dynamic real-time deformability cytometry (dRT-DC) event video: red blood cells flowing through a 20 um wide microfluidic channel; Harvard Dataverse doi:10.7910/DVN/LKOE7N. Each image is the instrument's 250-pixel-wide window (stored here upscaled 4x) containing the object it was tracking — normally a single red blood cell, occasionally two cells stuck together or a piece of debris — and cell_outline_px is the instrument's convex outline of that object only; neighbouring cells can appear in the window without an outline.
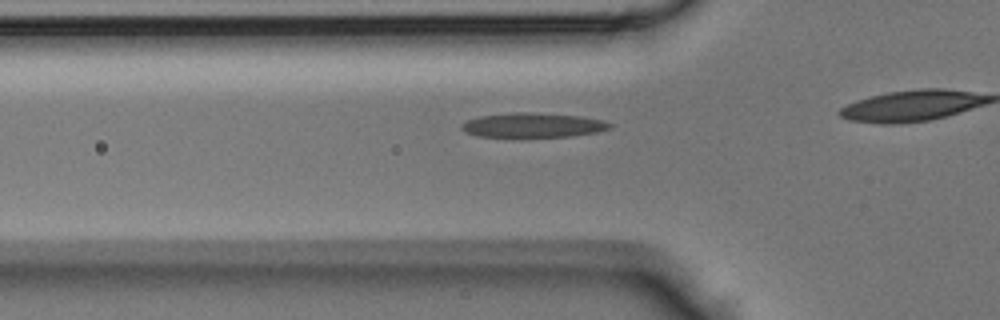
{"species": "Egyptian fruit bat (a non-hibernating species)", "species_latin": "Rousettus aegyptiacus", "temperature_condition": "room temperature", "stored_images_in_passage": 31, "camera_frame_rate_fps": 3000, "um_per_image_px": 0.085, "animal": {"sex": "male"}, "frame": {"image": 1, "passage_image": 11, "time_ms": 3.333, "image_size_px": [1000, 320], "cell_outline_px": [[612, 124], [608, 128], [596, 132], [572, 136], [476, 136], [464, 132], [460, 128], [468, 120], [480, 116], [516, 112], [524, 112], [580, 116], [604, 120]], "centroid_in_image_um": [45.29, 10.63], "position_along_channel_um": 80.5, "area_um2": 20.69}}
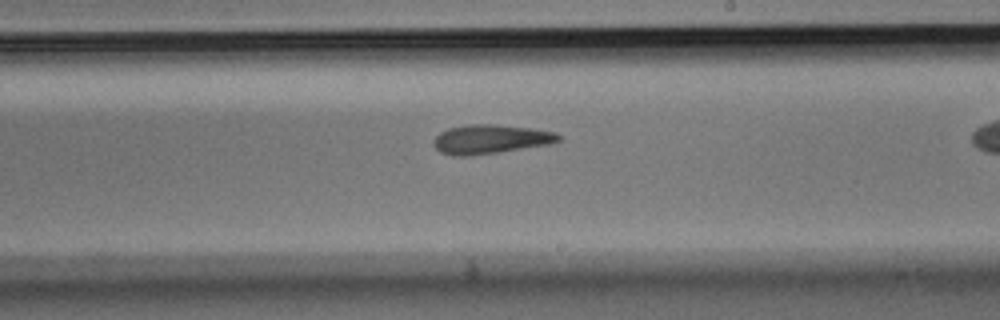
{"frame": {"image": 2, "passage_image": 22, "time_ms": 7.0, "image_size_px": [1000, 320], "cell_outline_px": [[560, 140], [552, 144], [496, 152], [464, 156], [452, 156], [440, 152], [432, 144], [436, 136], [440, 132], [448, 128], [468, 124], [492, 124], [532, 128], [556, 132], [560, 136]], "centroid_in_image_um": [41.68, 11.82], "position_along_channel_um": 247.3, "area_um2": 21.15}}
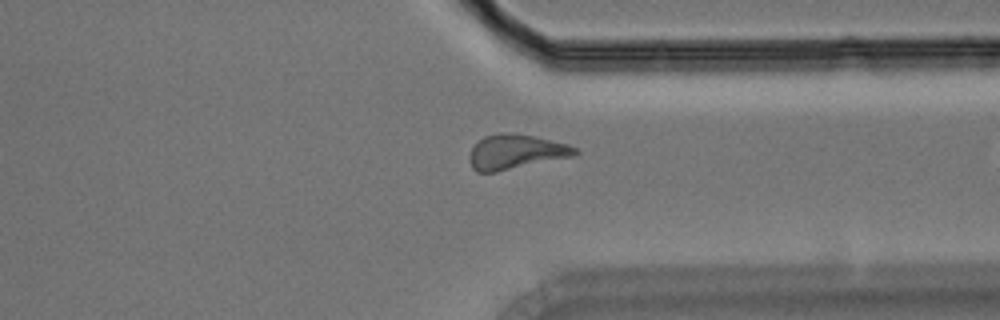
{"frame": {"image": 3, "passage_image": 30, "time_ms": 9.667, "image_size_px": [1000, 320], "cell_outline_px": [[580, 152], [576, 156], [496, 172], [476, 172], [472, 168], [468, 160], [468, 156], [472, 148], [484, 136], [496, 132], [500, 132], [536, 136], [568, 144], [576, 148]], "centroid_in_image_um": [43.85, 12.91], "position_along_channel_um": 367.5, "area_um2": 21.62}}